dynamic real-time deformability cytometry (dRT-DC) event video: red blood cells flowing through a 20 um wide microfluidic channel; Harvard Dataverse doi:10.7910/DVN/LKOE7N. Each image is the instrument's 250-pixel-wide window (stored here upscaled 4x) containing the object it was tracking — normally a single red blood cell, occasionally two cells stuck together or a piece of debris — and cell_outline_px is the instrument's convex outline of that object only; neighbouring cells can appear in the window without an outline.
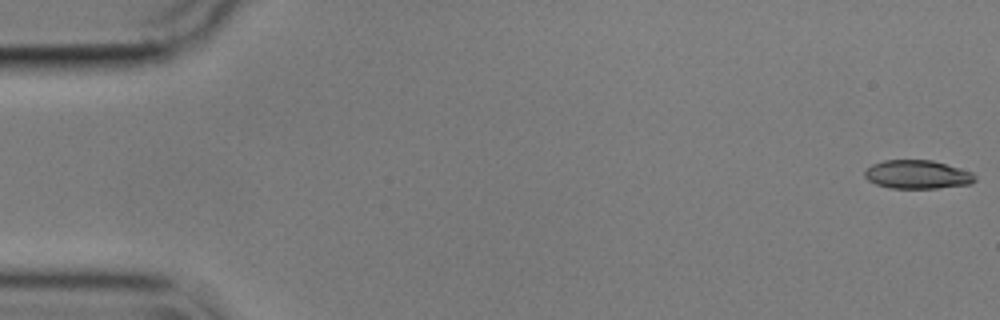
{"species": "common noctule bat (a hibernating species)", "species_latin": "Nyctalus noctula", "temperature_condition": "cold", "stored_images_in_passage": 14, "camera_frame_rate_fps": 3000, "um_per_image_px": 0.085, "animal": {"sex": "male", "body_mass_g": 17.9}, "frame": {"image": 1, "passage_image": 1, "time_ms": 0.0, "image_size_px": [1000, 320], "cell_outline_px": [[976, 180], [972, 184], [936, 188], [892, 188], [876, 184], [868, 180], [864, 176], [864, 172], [872, 164], [884, 160], [932, 160], [972, 172], [976, 176]], "centroid_in_image_um": [77.99, 14.83], "position_along_channel_um": 7.0, "area_um2": 18.32}}